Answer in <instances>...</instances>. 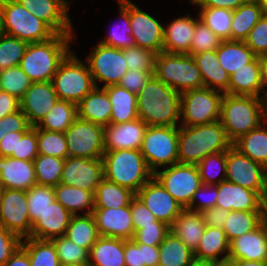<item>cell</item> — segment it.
Wrapping results in <instances>:
<instances>
[{
	"label": "cell",
	"instance_id": "1",
	"mask_svg": "<svg viewBox=\"0 0 267 266\" xmlns=\"http://www.w3.org/2000/svg\"><path fill=\"white\" fill-rule=\"evenodd\" d=\"M181 93L152 76L137 94L138 118L148 126H180Z\"/></svg>",
	"mask_w": 267,
	"mask_h": 266
},
{
	"label": "cell",
	"instance_id": "2",
	"mask_svg": "<svg viewBox=\"0 0 267 266\" xmlns=\"http://www.w3.org/2000/svg\"><path fill=\"white\" fill-rule=\"evenodd\" d=\"M232 146L220 120L198 126H179L178 162L198 164L210 154L227 151Z\"/></svg>",
	"mask_w": 267,
	"mask_h": 266
},
{
	"label": "cell",
	"instance_id": "3",
	"mask_svg": "<svg viewBox=\"0 0 267 266\" xmlns=\"http://www.w3.org/2000/svg\"><path fill=\"white\" fill-rule=\"evenodd\" d=\"M74 35L56 34L45 42L29 43L19 67L32 82L52 81L60 63L72 51L69 46Z\"/></svg>",
	"mask_w": 267,
	"mask_h": 266
},
{
	"label": "cell",
	"instance_id": "4",
	"mask_svg": "<svg viewBox=\"0 0 267 266\" xmlns=\"http://www.w3.org/2000/svg\"><path fill=\"white\" fill-rule=\"evenodd\" d=\"M220 122L228 139L233 143L264 122L262 97L224 93L221 101Z\"/></svg>",
	"mask_w": 267,
	"mask_h": 266
},
{
	"label": "cell",
	"instance_id": "5",
	"mask_svg": "<svg viewBox=\"0 0 267 266\" xmlns=\"http://www.w3.org/2000/svg\"><path fill=\"white\" fill-rule=\"evenodd\" d=\"M102 160L104 178L135 193L153 177L140 150L105 151Z\"/></svg>",
	"mask_w": 267,
	"mask_h": 266
},
{
	"label": "cell",
	"instance_id": "6",
	"mask_svg": "<svg viewBox=\"0 0 267 266\" xmlns=\"http://www.w3.org/2000/svg\"><path fill=\"white\" fill-rule=\"evenodd\" d=\"M154 76L179 93L204 87L193 56L160 52L156 56Z\"/></svg>",
	"mask_w": 267,
	"mask_h": 266
},
{
	"label": "cell",
	"instance_id": "7",
	"mask_svg": "<svg viewBox=\"0 0 267 266\" xmlns=\"http://www.w3.org/2000/svg\"><path fill=\"white\" fill-rule=\"evenodd\" d=\"M51 82L59 100L76 105L96 87L86 61H81L73 50L60 63Z\"/></svg>",
	"mask_w": 267,
	"mask_h": 266
},
{
	"label": "cell",
	"instance_id": "8",
	"mask_svg": "<svg viewBox=\"0 0 267 266\" xmlns=\"http://www.w3.org/2000/svg\"><path fill=\"white\" fill-rule=\"evenodd\" d=\"M178 138V126L147 127L140 152L153 174L161 167L165 168L179 163Z\"/></svg>",
	"mask_w": 267,
	"mask_h": 266
},
{
	"label": "cell",
	"instance_id": "9",
	"mask_svg": "<svg viewBox=\"0 0 267 266\" xmlns=\"http://www.w3.org/2000/svg\"><path fill=\"white\" fill-rule=\"evenodd\" d=\"M224 93L201 87L181 93L180 125L198 126L220 120Z\"/></svg>",
	"mask_w": 267,
	"mask_h": 266
},
{
	"label": "cell",
	"instance_id": "10",
	"mask_svg": "<svg viewBox=\"0 0 267 266\" xmlns=\"http://www.w3.org/2000/svg\"><path fill=\"white\" fill-rule=\"evenodd\" d=\"M6 33L28 43L50 40L56 33L17 0H1Z\"/></svg>",
	"mask_w": 267,
	"mask_h": 266
},
{
	"label": "cell",
	"instance_id": "11",
	"mask_svg": "<svg viewBox=\"0 0 267 266\" xmlns=\"http://www.w3.org/2000/svg\"><path fill=\"white\" fill-rule=\"evenodd\" d=\"M89 53L85 61L96 87H98L97 83H104L101 88L118 85L123 75L129 70L122 49L99 42Z\"/></svg>",
	"mask_w": 267,
	"mask_h": 266
},
{
	"label": "cell",
	"instance_id": "12",
	"mask_svg": "<svg viewBox=\"0 0 267 266\" xmlns=\"http://www.w3.org/2000/svg\"><path fill=\"white\" fill-rule=\"evenodd\" d=\"M153 176L184 209L190 206L193 194L202 185L196 164H173L157 170Z\"/></svg>",
	"mask_w": 267,
	"mask_h": 266
},
{
	"label": "cell",
	"instance_id": "13",
	"mask_svg": "<svg viewBox=\"0 0 267 266\" xmlns=\"http://www.w3.org/2000/svg\"><path fill=\"white\" fill-rule=\"evenodd\" d=\"M68 157L87 159L102 158L104 155V127L77 118L64 132Z\"/></svg>",
	"mask_w": 267,
	"mask_h": 266
},
{
	"label": "cell",
	"instance_id": "14",
	"mask_svg": "<svg viewBox=\"0 0 267 266\" xmlns=\"http://www.w3.org/2000/svg\"><path fill=\"white\" fill-rule=\"evenodd\" d=\"M266 167L231 146L226 151V180L257 192L264 191Z\"/></svg>",
	"mask_w": 267,
	"mask_h": 266
},
{
	"label": "cell",
	"instance_id": "15",
	"mask_svg": "<svg viewBox=\"0 0 267 266\" xmlns=\"http://www.w3.org/2000/svg\"><path fill=\"white\" fill-rule=\"evenodd\" d=\"M0 225L21 239L30 236L32 224L29 218L26 191L3 189L0 205Z\"/></svg>",
	"mask_w": 267,
	"mask_h": 266
},
{
	"label": "cell",
	"instance_id": "16",
	"mask_svg": "<svg viewBox=\"0 0 267 266\" xmlns=\"http://www.w3.org/2000/svg\"><path fill=\"white\" fill-rule=\"evenodd\" d=\"M104 179L102 158L87 159L83 157H67L60 183L67 186L79 187L95 194L96 188Z\"/></svg>",
	"mask_w": 267,
	"mask_h": 266
},
{
	"label": "cell",
	"instance_id": "17",
	"mask_svg": "<svg viewBox=\"0 0 267 266\" xmlns=\"http://www.w3.org/2000/svg\"><path fill=\"white\" fill-rule=\"evenodd\" d=\"M136 196L157 220L169 226L184 209L154 176L141 187Z\"/></svg>",
	"mask_w": 267,
	"mask_h": 266
},
{
	"label": "cell",
	"instance_id": "18",
	"mask_svg": "<svg viewBox=\"0 0 267 266\" xmlns=\"http://www.w3.org/2000/svg\"><path fill=\"white\" fill-rule=\"evenodd\" d=\"M130 27L136 46L159 54L163 51L164 25L130 0Z\"/></svg>",
	"mask_w": 267,
	"mask_h": 266
},
{
	"label": "cell",
	"instance_id": "19",
	"mask_svg": "<svg viewBox=\"0 0 267 266\" xmlns=\"http://www.w3.org/2000/svg\"><path fill=\"white\" fill-rule=\"evenodd\" d=\"M34 16L44 21L56 34H74L69 15L71 1L67 0H17Z\"/></svg>",
	"mask_w": 267,
	"mask_h": 266
},
{
	"label": "cell",
	"instance_id": "20",
	"mask_svg": "<svg viewBox=\"0 0 267 266\" xmlns=\"http://www.w3.org/2000/svg\"><path fill=\"white\" fill-rule=\"evenodd\" d=\"M59 100L51 81L32 82L20 100V110L31 126H36Z\"/></svg>",
	"mask_w": 267,
	"mask_h": 266
},
{
	"label": "cell",
	"instance_id": "21",
	"mask_svg": "<svg viewBox=\"0 0 267 266\" xmlns=\"http://www.w3.org/2000/svg\"><path fill=\"white\" fill-rule=\"evenodd\" d=\"M99 236L132 240L135 234L130 205L120 208L93 209Z\"/></svg>",
	"mask_w": 267,
	"mask_h": 266
},
{
	"label": "cell",
	"instance_id": "22",
	"mask_svg": "<svg viewBox=\"0 0 267 266\" xmlns=\"http://www.w3.org/2000/svg\"><path fill=\"white\" fill-rule=\"evenodd\" d=\"M147 127L140 118L121 124L110 123L104 127V151L140 150Z\"/></svg>",
	"mask_w": 267,
	"mask_h": 266
},
{
	"label": "cell",
	"instance_id": "23",
	"mask_svg": "<svg viewBox=\"0 0 267 266\" xmlns=\"http://www.w3.org/2000/svg\"><path fill=\"white\" fill-rule=\"evenodd\" d=\"M216 206L228 211H265L262 197L255 191L227 180L218 185Z\"/></svg>",
	"mask_w": 267,
	"mask_h": 266
},
{
	"label": "cell",
	"instance_id": "24",
	"mask_svg": "<svg viewBox=\"0 0 267 266\" xmlns=\"http://www.w3.org/2000/svg\"><path fill=\"white\" fill-rule=\"evenodd\" d=\"M228 260L267 262V234L263 222L230 242Z\"/></svg>",
	"mask_w": 267,
	"mask_h": 266
},
{
	"label": "cell",
	"instance_id": "25",
	"mask_svg": "<svg viewBox=\"0 0 267 266\" xmlns=\"http://www.w3.org/2000/svg\"><path fill=\"white\" fill-rule=\"evenodd\" d=\"M72 214L54 201L32 224L30 238L51 240L66 234Z\"/></svg>",
	"mask_w": 267,
	"mask_h": 266
},
{
	"label": "cell",
	"instance_id": "26",
	"mask_svg": "<svg viewBox=\"0 0 267 266\" xmlns=\"http://www.w3.org/2000/svg\"><path fill=\"white\" fill-rule=\"evenodd\" d=\"M37 184L33 161L0 156V186L27 191Z\"/></svg>",
	"mask_w": 267,
	"mask_h": 266
},
{
	"label": "cell",
	"instance_id": "27",
	"mask_svg": "<svg viewBox=\"0 0 267 266\" xmlns=\"http://www.w3.org/2000/svg\"><path fill=\"white\" fill-rule=\"evenodd\" d=\"M199 16L193 18L189 14L177 17L164 24L163 51L168 53L188 54Z\"/></svg>",
	"mask_w": 267,
	"mask_h": 266
},
{
	"label": "cell",
	"instance_id": "28",
	"mask_svg": "<svg viewBox=\"0 0 267 266\" xmlns=\"http://www.w3.org/2000/svg\"><path fill=\"white\" fill-rule=\"evenodd\" d=\"M111 107L107 92L95 87L77 104L78 118L105 127L110 124Z\"/></svg>",
	"mask_w": 267,
	"mask_h": 266
},
{
	"label": "cell",
	"instance_id": "29",
	"mask_svg": "<svg viewBox=\"0 0 267 266\" xmlns=\"http://www.w3.org/2000/svg\"><path fill=\"white\" fill-rule=\"evenodd\" d=\"M229 245L230 242L222 228L206 226L194 252V258L208 263L227 261Z\"/></svg>",
	"mask_w": 267,
	"mask_h": 266
},
{
	"label": "cell",
	"instance_id": "30",
	"mask_svg": "<svg viewBox=\"0 0 267 266\" xmlns=\"http://www.w3.org/2000/svg\"><path fill=\"white\" fill-rule=\"evenodd\" d=\"M261 92L260 57L256 56L250 63L230 75L226 94L263 97Z\"/></svg>",
	"mask_w": 267,
	"mask_h": 266
},
{
	"label": "cell",
	"instance_id": "31",
	"mask_svg": "<svg viewBox=\"0 0 267 266\" xmlns=\"http://www.w3.org/2000/svg\"><path fill=\"white\" fill-rule=\"evenodd\" d=\"M206 225L199 212L183 209L170 226V232L195 252Z\"/></svg>",
	"mask_w": 267,
	"mask_h": 266
},
{
	"label": "cell",
	"instance_id": "32",
	"mask_svg": "<svg viewBox=\"0 0 267 266\" xmlns=\"http://www.w3.org/2000/svg\"><path fill=\"white\" fill-rule=\"evenodd\" d=\"M193 57L201 72L204 87L226 93L230 75L220 65L216 50L196 53Z\"/></svg>",
	"mask_w": 267,
	"mask_h": 266
},
{
	"label": "cell",
	"instance_id": "33",
	"mask_svg": "<svg viewBox=\"0 0 267 266\" xmlns=\"http://www.w3.org/2000/svg\"><path fill=\"white\" fill-rule=\"evenodd\" d=\"M89 266H125L124 239L99 236L89 251Z\"/></svg>",
	"mask_w": 267,
	"mask_h": 266
},
{
	"label": "cell",
	"instance_id": "34",
	"mask_svg": "<svg viewBox=\"0 0 267 266\" xmlns=\"http://www.w3.org/2000/svg\"><path fill=\"white\" fill-rule=\"evenodd\" d=\"M103 89L107 92L112 106L110 123L121 124L138 118L137 94L119 85Z\"/></svg>",
	"mask_w": 267,
	"mask_h": 266
},
{
	"label": "cell",
	"instance_id": "35",
	"mask_svg": "<svg viewBox=\"0 0 267 266\" xmlns=\"http://www.w3.org/2000/svg\"><path fill=\"white\" fill-rule=\"evenodd\" d=\"M220 65L231 75L236 70L250 63L256 55L244 41L224 40L216 49Z\"/></svg>",
	"mask_w": 267,
	"mask_h": 266
},
{
	"label": "cell",
	"instance_id": "36",
	"mask_svg": "<svg viewBox=\"0 0 267 266\" xmlns=\"http://www.w3.org/2000/svg\"><path fill=\"white\" fill-rule=\"evenodd\" d=\"M240 153L267 168V125L260 126L242 135L232 143Z\"/></svg>",
	"mask_w": 267,
	"mask_h": 266
},
{
	"label": "cell",
	"instance_id": "37",
	"mask_svg": "<svg viewBox=\"0 0 267 266\" xmlns=\"http://www.w3.org/2000/svg\"><path fill=\"white\" fill-rule=\"evenodd\" d=\"M55 200L58 201L72 215H79L81 210L91 214L94 209V194L79 187L67 186L59 183L53 187Z\"/></svg>",
	"mask_w": 267,
	"mask_h": 266
},
{
	"label": "cell",
	"instance_id": "38",
	"mask_svg": "<svg viewBox=\"0 0 267 266\" xmlns=\"http://www.w3.org/2000/svg\"><path fill=\"white\" fill-rule=\"evenodd\" d=\"M135 196L136 193L132 190L104 178L96 188L94 194V209L129 206Z\"/></svg>",
	"mask_w": 267,
	"mask_h": 266
},
{
	"label": "cell",
	"instance_id": "39",
	"mask_svg": "<svg viewBox=\"0 0 267 266\" xmlns=\"http://www.w3.org/2000/svg\"><path fill=\"white\" fill-rule=\"evenodd\" d=\"M119 5V24L113 26V28L107 32L101 44L114 47L117 49H127L136 46L132 29L130 27V0H118Z\"/></svg>",
	"mask_w": 267,
	"mask_h": 266
},
{
	"label": "cell",
	"instance_id": "40",
	"mask_svg": "<svg viewBox=\"0 0 267 266\" xmlns=\"http://www.w3.org/2000/svg\"><path fill=\"white\" fill-rule=\"evenodd\" d=\"M262 16V9L255 0H248L239 6L233 11L231 40L244 41Z\"/></svg>",
	"mask_w": 267,
	"mask_h": 266
},
{
	"label": "cell",
	"instance_id": "41",
	"mask_svg": "<svg viewBox=\"0 0 267 266\" xmlns=\"http://www.w3.org/2000/svg\"><path fill=\"white\" fill-rule=\"evenodd\" d=\"M65 236L79 247L88 251L99 238L94 216L91 214L72 215Z\"/></svg>",
	"mask_w": 267,
	"mask_h": 266
},
{
	"label": "cell",
	"instance_id": "42",
	"mask_svg": "<svg viewBox=\"0 0 267 266\" xmlns=\"http://www.w3.org/2000/svg\"><path fill=\"white\" fill-rule=\"evenodd\" d=\"M194 259V252L172 232L159 245L158 266H188Z\"/></svg>",
	"mask_w": 267,
	"mask_h": 266
},
{
	"label": "cell",
	"instance_id": "43",
	"mask_svg": "<svg viewBox=\"0 0 267 266\" xmlns=\"http://www.w3.org/2000/svg\"><path fill=\"white\" fill-rule=\"evenodd\" d=\"M77 118L76 104L65 100H58L37 126L43 130L64 133Z\"/></svg>",
	"mask_w": 267,
	"mask_h": 266
},
{
	"label": "cell",
	"instance_id": "44",
	"mask_svg": "<svg viewBox=\"0 0 267 266\" xmlns=\"http://www.w3.org/2000/svg\"><path fill=\"white\" fill-rule=\"evenodd\" d=\"M265 211H230L222 229L231 242L256 229L263 219Z\"/></svg>",
	"mask_w": 267,
	"mask_h": 266
},
{
	"label": "cell",
	"instance_id": "45",
	"mask_svg": "<svg viewBox=\"0 0 267 266\" xmlns=\"http://www.w3.org/2000/svg\"><path fill=\"white\" fill-rule=\"evenodd\" d=\"M21 247L27 252L30 266H60V261L51 240L24 238Z\"/></svg>",
	"mask_w": 267,
	"mask_h": 266
},
{
	"label": "cell",
	"instance_id": "46",
	"mask_svg": "<svg viewBox=\"0 0 267 266\" xmlns=\"http://www.w3.org/2000/svg\"><path fill=\"white\" fill-rule=\"evenodd\" d=\"M199 20L206 24L221 40H231L233 11L225 8L198 7Z\"/></svg>",
	"mask_w": 267,
	"mask_h": 266
},
{
	"label": "cell",
	"instance_id": "47",
	"mask_svg": "<svg viewBox=\"0 0 267 266\" xmlns=\"http://www.w3.org/2000/svg\"><path fill=\"white\" fill-rule=\"evenodd\" d=\"M33 162L38 185L55 187L60 183L65 159L38 154Z\"/></svg>",
	"mask_w": 267,
	"mask_h": 266
},
{
	"label": "cell",
	"instance_id": "48",
	"mask_svg": "<svg viewBox=\"0 0 267 266\" xmlns=\"http://www.w3.org/2000/svg\"><path fill=\"white\" fill-rule=\"evenodd\" d=\"M197 167L202 184L218 185L226 180V151L206 156L197 164Z\"/></svg>",
	"mask_w": 267,
	"mask_h": 266
},
{
	"label": "cell",
	"instance_id": "49",
	"mask_svg": "<svg viewBox=\"0 0 267 266\" xmlns=\"http://www.w3.org/2000/svg\"><path fill=\"white\" fill-rule=\"evenodd\" d=\"M29 218L33 224L40 215L55 201L53 187L35 184L26 191Z\"/></svg>",
	"mask_w": 267,
	"mask_h": 266
},
{
	"label": "cell",
	"instance_id": "50",
	"mask_svg": "<svg viewBox=\"0 0 267 266\" xmlns=\"http://www.w3.org/2000/svg\"><path fill=\"white\" fill-rule=\"evenodd\" d=\"M38 154L61 159L68 157L64 133L43 130L37 126Z\"/></svg>",
	"mask_w": 267,
	"mask_h": 266
},
{
	"label": "cell",
	"instance_id": "51",
	"mask_svg": "<svg viewBox=\"0 0 267 266\" xmlns=\"http://www.w3.org/2000/svg\"><path fill=\"white\" fill-rule=\"evenodd\" d=\"M28 44L8 34L0 38V70L19 66Z\"/></svg>",
	"mask_w": 267,
	"mask_h": 266
},
{
	"label": "cell",
	"instance_id": "52",
	"mask_svg": "<svg viewBox=\"0 0 267 266\" xmlns=\"http://www.w3.org/2000/svg\"><path fill=\"white\" fill-rule=\"evenodd\" d=\"M3 91L21 100L32 81L28 75L19 67L14 66L0 70Z\"/></svg>",
	"mask_w": 267,
	"mask_h": 266
},
{
	"label": "cell",
	"instance_id": "53",
	"mask_svg": "<svg viewBox=\"0 0 267 266\" xmlns=\"http://www.w3.org/2000/svg\"><path fill=\"white\" fill-rule=\"evenodd\" d=\"M62 264H88L89 251L79 247L65 235L51 239Z\"/></svg>",
	"mask_w": 267,
	"mask_h": 266
},
{
	"label": "cell",
	"instance_id": "54",
	"mask_svg": "<svg viewBox=\"0 0 267 266\" xmlns=\"http://www.w3.org/2000/svg\"><path fill=\"white\" fill-rule=\"evenodd\" d=\"M122 50L129 70L136 69L142 72L154 73L157 53L139 46Z\"/></svg>",
	"mask_w": 267,
	"mask_h": 266
},
{
	"label": "cell",
	"instance_id": "55",
	"mask_svg": "<svg viewBox=\"0 0 267 266\" xmlns=\"http://www.w3.org/2000/svg\"><path fill=\"white\" fill-rule=\"evenodd\" d=\"M222 41L206 24L198 20L188 54L193 56L196 53L216 50Z\"/></svg>",
	"mask_w": 267,
	"mask_h": 266
},
{
	"label": "cell",
	"instance_id": "56",
	"mask_svg": "<svg viewBox=\"0 0 267 266\" xmlns=\"http://www.w3.org/2000/svg\"><path fill=\"white\" fill-rule=\"evenodd\" d=\"M169 232L170 226L157 220L153 225L142 226L141 229H138L134 234L133 240L138 244L159 246Z\"/></svg>",
	"mask_w": 267,
	"mask_h": 266
},
{
	"label": "cell",
	"instance_id": "57",
	"mask_svg": "<svg viewBox=\"0 0 267 266\" xmlns=\"http://www.w3.org/2000/svg\"><path fill=\"white\" fill-rule=\"evenodd\" d=\"M244 42L257 57L267 54V15H263L259 19Z\"/></svg>",
	"mask_w": 267,
	"mask_h": 266
},
{
	"label": "cell",
	"instance_id": "58",
	"mask_svg": "<svg viewBox=\"0 0 267 266\" xmlns=\"http://www.w3.org/2000/svg\"><path fill=\"white\" fill-rule=\"evenodd\" d=\"M218 196L217 185L202 184L193 194L188 210L201 212L216 206ZM200 197V198H199ZM199 200V201H198Z\"/></svg>",
	"mask_w": 267,
	"mask_h": 266
},
{
	"label": "cell",
	"instance_id": "59",
	"mask_svg": "<svg viewBox=\"0 0 267 266\" xmlns=\"http://www.w3.org/2000/svg\"><path fill=\"white\" fill-rule=\"evenodd\" d=\"M38 156L37 125L32 126L22 137H18L17 155L10 157L34 161Z\"/></svg>",
	"mask_w": 267,
	"mask_h": 266
},
{
	"label": "cell",
	"instance_id": "60",
	"mask_svg": "<svg viewBox=\"0 0 267 266\" xmlns=\"http://www.w3.org/2000/svg\"><path fill=\"white\" fill-rule=\"evenodd\" d=\"M32 126L26 115L18 110L0 119V141L9 132L28 131Z\"/></svg>",
	"mask_w": 267,
	"mask_h": 266
},
{
	"label": "cell",
	"instance_id": "61",
	"mask_svg": "<svg viewBox=\"0 0 267 266\" xmlns=\"http://www.w3.org/2000/svg\"><path fill=\"white\" fill-rule=\"evenodd\" d=\"M22 239L0 225V266H3L21 246Z\"/></svg>",
	"mask_w": 267,
	"mask_h": 266
},
{
	"label": "cell",
	"instance_id": "62",
	"mask_svg": "<svg viewBox=\"0 0 267 266\" xmlns=\"http://www.w3.org/2000/svg\"><path fill=\"white\" fill-rule=\"evenodd\" d=\"M130 211L135 232L142 226L153 225L157 221L154 214L135 196L130 204Z\"/></svg>",
	"mask_w": 267,
	"mask_h": 266
},
{
	"label": "cell",
	"instance_id": "63",
	"mask_svg": "<svg viewBox=\"0 0 267 266\" xmlns=\"http://www.w3.org/2000/svg\"><path fill=\"white\" fill-rule=\"evenodd\" d=\"M152 76H154V73L142 72L136 69L128 70L118 85L132 93L138 94Z\"/></svg>",
	"mask_w": 267,
	"mask_h": 266
},
{
	"label": "cell",
	"instance_id": "64",
	"mask_svg": "<svg viewBox=\"0 0 267 266\" xmlns=\"http://www.w3.org/2000/svg\"><path fill=\"white\" fill-rule=\"evenodd\" d=\"M125 266H145L143 244L132 240H124Z\"/></svg>",
	"mask_w": 267,
	"mask_h": 266
},
{
	"label": "cell",
	"instance_id": "65",
	"mask_svg": "<svg viewBox=\"0 0 267 266\" xmlns=\"http://www.w3.org/2000/svg\"><path fill=\"white\" fill-rule=\"evenodd\" d=\"M229 212L228 210L215 206L210 209H204L200 214L206 226L222 228Z\"/></svg>",
	"mask_w": 267,
	"mask_h": 266
},
{
	"label": "cell",
	"instance_id": "66",
	"mask_svg": "<svg viewBox=\"0 0 267 266\" xmlns=\"http://www.w3.org/2000/svg\"><path fill=\"white\" fill-rule=\"evenodd\" d=\"M27 131L9 132L0 141V156L10 157L17 155L18 137H22Z\"/></svg>",
	"mask_w": 267,
	"mask_h": 266
},
{
	"label": "cell",
	"instance_id": "67",
	"mask_svg": "<svg viewBox=\"0 0 267 266\" xmlns=\"http://www.w3.org/2000/svg\"><path fill=\"white\" fill-rule=\"evenodd\" d=\"M188 1H190V3L198 7L225 8L234 11L248 0H188Z\"/></svg>",
	"mask_w": 267,
	"mask_h": 266
},
{
	"label": "cell",
	"instance_id": "68",
	"mask_svg": "<svg viewBox=\"0 0 267 266\" xmlns=\"http://www.w3.org/2000/svg\"><path fill=\"white\" fill-rule=\"evenodd\" d=\"M20 110V100L7 92H0V119Z\"/></svg>",
	"mask_w": 267,
	"mask_h": 266
},
{
	"label": "cell",
	"instance_id": "69",
	"mask_svg": "<svg viewBox=\"0 0 267 266\" xmlns=\"http://www.w3.org/2000/svg\"><path fill=\"white\" fill-rule=\"evenodd\" d=\"M3 266H30L29 256L20 246Z\"/></svg>",
	"mask_w": 267,
	"mask_h": 266
},
{
	"label": "cell",
	"instance_id": "70",
	"mask_svg": "<svg viewBox=\"0 0 267 266\" xmlns=\"http://www.w3.org/2000/svg\"><path fill=\"white\" fill-rule=\"evenodd\" d=\"M143 256L145 266H158L159 246H149L143 244Z\"/></svg>",
	"mask_w": 267,
	"mask_h": 266
},
{
	"label": "cell",
	"instance_id": "71",
	"mask_svg": "<svg viewBox=\"0 0 267 266\" xmlns=\"http://www.w3.org/2000/svg\"><path fill=\"white\" fill-rule=\"evenodd\" d=\"M260 74H261V83H262V93L263 96L267 95V57H260Z\"/></svg>",
	"mask_w": 267,
	"mask_h": 266
},
{
	"label": "cell",
	"instance_id": "72",
	"mask_svg": "<svg viewBox=\"0 0 267 266\" xmlns=\"http://www.w3.org/2000/svg\"><path fill=\"white\" fill-rule=\"evenodd\" d=\"M232 266H267V262L246 261V260H228Z\"/></svg>",
	"mask_w": 267,
	"mask_h": 266
},
{
	"label": "cell",
	"instance_id": "73",
	"mask_svg": "<svg viewBox=\"0 0 267 266\" xmlns=\"http://www.w3.org/2000/svg\"><path fill=\"white\" fill-rule=\"evenodd\" d=\"M6 34L7 33L5 30L4 13H3V8H2V3L0 0V38H2Z\"/></svg>",
	"mask_w": 267,
	"mask_h": 266
},
{
	"label": "cell",
	"instance_id": "74",
	"mask_svg": "<svg viewBox=\"0 0 267 266\" xmlns=\"http://www.w3.org/2000/svg\"><path fill=\"white\" fill-rule=\"evenodd\" d=\"M262 204L265 211H267V169L265 174V184H264V191L262 194Z\"/></svg>",
	"mask_w": 267,
	"mask_h": 266
},
{
	"label": "cell",
	"instance_id": "75",
	"mask_svg": "<svg viewBox=\"0 0 267 266\" xmlns=\"http://www.w3.org/2000/svg\"><path fill=\"white\" fill-rule=\"evenodd\" d=\"M264 123L267 125V95L262 97Z\"/></svg>",
	"mask_w": 267,
	"mask_h": 266
},
{
	"label": "cell",
	"instance_id": "76",
	"mask_svg": "<svg viewBox=\"0 0 267 266\" xmlns=\"http://www.w3.org/2000/svg\"><path fill=\"white\" fill-rule=\"evenodd\" d=\"M262 9L263 15H267V0H255Z\"/></svg>",
	"mask_w": 267,
	"mask_h": 266
},
{
	"label": "cell",
	"instance_id": "77",
	"mask_svg": "<svg viewBox=\"0 0 267 266\" xmlns=\"http://www.w3.org/2000/svg\"><path fill=\"white\" fill-rule=\"evenodd\" d=\"M208 266H232V264L227 260L223 262L208 263Z\"/></svg>",
	"mask_w": 267,
	"mask_h": 266
},
{
	"label": "cell",
	"instance_id": "78",
	"mask_svg": "<svg viewBox=\"0 0 267 266\" xmlns=\"http://www.w3.org/2000/svg\"><path fill=\"white\" fill-rule=\"evenodd\" d=\"M188 266H208V262H203L194 259Z\"/></svg>",
	"mask_w": 267,
	"mask_h": 266
},
{
	"label": "cell",
	"instance_id": "79",
	"mask_svg": "<svg viewBox=\"0 0 267 266\" xmlns=\"http://www.w3.org/2000/svg\"><path fill=\"white\" fill-rule=\"evenodd\" d=\"M262 222L264 224V227L266 229V234H267V211L264 212Z\"/></svg>",
	"mask_w": 267,
	"mask_h": 266
},
{
	"label": "cell",
	"instance_id": "80",
	"mask_svg": "<svg viewBox=\"0 0 267 266\" xmlns=\"http://www.w3.org/2000/svg\"><path fill=\"white\" fill-rule=\"evenodd\" d=\"M60 266H89V265L88 264H70V263L62 264L60 263Z\"/></svg>",
	"mask_w": 267,
	"mask_h": 266
}]
</instances>
